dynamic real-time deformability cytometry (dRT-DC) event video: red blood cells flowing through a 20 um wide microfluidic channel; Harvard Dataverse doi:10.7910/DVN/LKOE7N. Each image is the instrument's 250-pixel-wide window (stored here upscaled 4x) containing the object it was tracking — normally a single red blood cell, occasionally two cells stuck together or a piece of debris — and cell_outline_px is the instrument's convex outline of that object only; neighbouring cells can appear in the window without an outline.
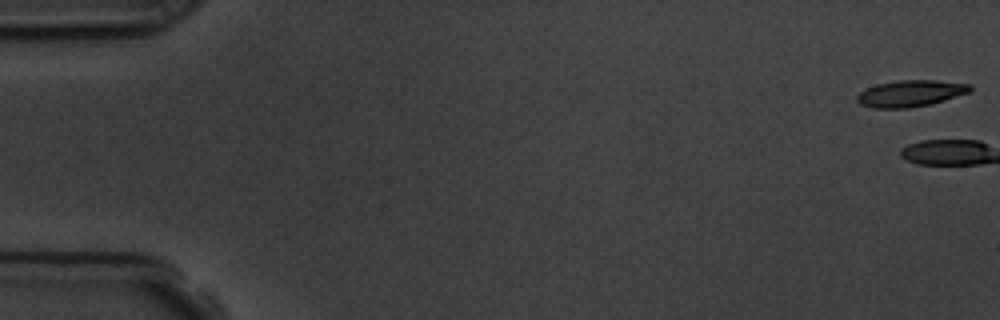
{"species": "common noctule bat (a hibernating species)", "species_latin": "Nyctalus noctula", "temperature_condition": "room temperature", "stored_images_in_passage": 6, "camera_frame_rate_fps": 3000, "um_per_image_px": 0.085, "animal": {"sex": "male", "body_mass_g": 19.5, "forearm_length_mm": 54.6}, "frame": {"image": 1, "passage_image": 1, "time_ms": 0.0, "image_size_px": [1000, 320], "cell_outline_px": [[972, 92], [932, 104], [908, 108], [872, 108], [860, 104], [856, 100], [856, 96], [860, 92], [876, 84], [900, 80], [936, 80], [972, 84]], "centroid_in_image_um": [77.43, 7.94], "position_along_channel_um": 7.6, "area_um2": 17.69}}